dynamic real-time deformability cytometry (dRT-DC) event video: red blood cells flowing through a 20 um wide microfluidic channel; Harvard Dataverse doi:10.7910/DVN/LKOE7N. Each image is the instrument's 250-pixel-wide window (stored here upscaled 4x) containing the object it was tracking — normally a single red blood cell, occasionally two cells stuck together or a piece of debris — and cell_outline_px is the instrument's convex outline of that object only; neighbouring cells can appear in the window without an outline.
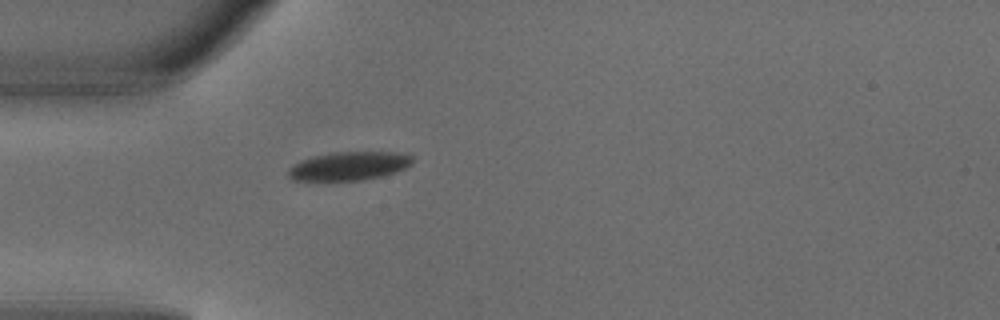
{"species": "common noctule bat (a hibernating species)", "species_latin": "Nyctalus noctula", "temperature_condition": "warm", "stored_images_in_passage": 4, "camera_frame_rate_fps": 3000, "um_per_image_px": 0.085, "animal": {"sex": "male", "body_mass_g": 18.8}, "frame": {"image": 1, "passage_image": 4, "time_ms": 1.0, "image_size_px": [1000, 320], "cell_outline_px": [[412, 164], [396, 172], [380, 176], [360, 180], [292, 180], [288, 176], [288, 168], [292, 164], [300, 160], [312, 156], [332, 152], [396, 152], [412, 156]], "centroid_in_image_um": [29.62, 14.1], "position_along_channel_um": 55.4, "area_um2": 20.63}}